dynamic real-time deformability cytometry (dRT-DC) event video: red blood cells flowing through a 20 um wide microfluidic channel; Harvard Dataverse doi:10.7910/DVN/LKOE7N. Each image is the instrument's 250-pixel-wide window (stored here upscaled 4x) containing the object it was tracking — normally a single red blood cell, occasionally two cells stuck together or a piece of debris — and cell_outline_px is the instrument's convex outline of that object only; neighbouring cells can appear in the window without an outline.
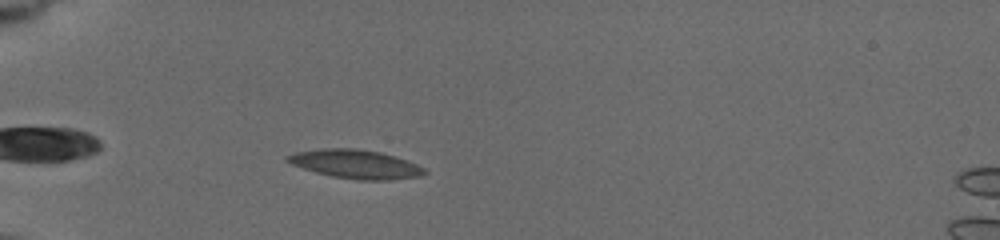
{"species": "common noctule bat (a hibernating species)", "species_latin": "Nyctalus noctula", "temperature_condition": "cold", "stored_images_in_passage": 38, "camera_frame_rate_fps": 3000, "um_per_image_px": 0.085, "animal": {"sex": "female", "body_mass_g": 19.5, "forearm_length_mm": 54.1}, "frame": {"image": 1, "passage_image": 2, "time_ms": 0.333, "image_size_px": [1000, 240], "cell_outline_px": [[428, 172], [420, 176], [388, 180], [356, 180], [332, 176], [316, 172], [292, 164], [284, 160], [284, 156], [296, 152], [324, 148], [356, 148], [380, 152], [416, 164], [424, 168]], "centroid_in_image_um": [30.19, 13.95], "position_along_channel_um": 54.8, "area_um2": 22.77}}
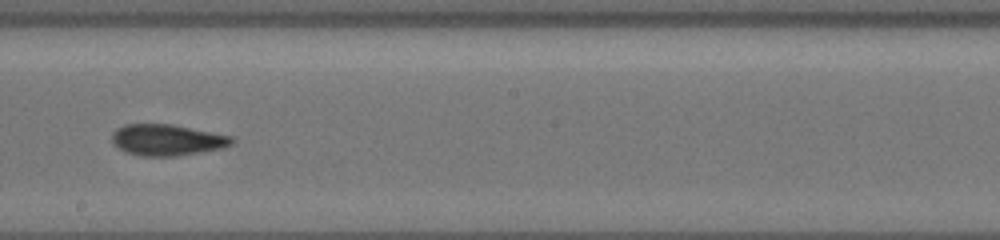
{"frame": {"image": 2, "passage_image": 22, "time_ms": 5.667, "image_size_px": [1000, 240], "cell_outline_px": [[236, 140], [232, 144], [224, 148], [176, 156], [140, 156], [124, 152], [112, 140], [112, 132], [116, 128], [124, 124], [172, 124], [232, 136]], "centroid_in_image_um": [14.21, 11.89], "position_along_channel_um": 234.0, "area_um2": 21.91}}
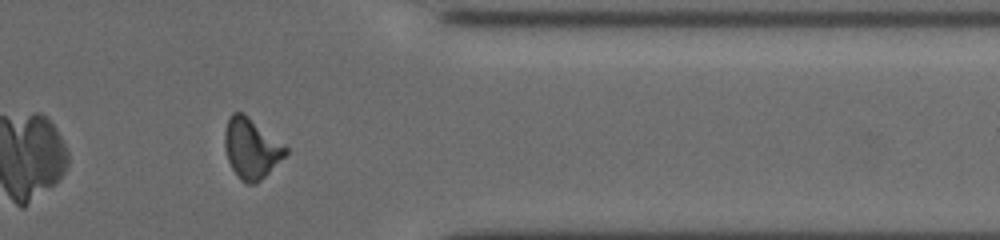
{"frame": {"image": 3, "passage_image": 35, "time_ms": 10.0, "image_size_px": [1000, 240], "cell_outline_px": [[288, 152], [256, 184], [248, 184], [240, 180], [236, 176], [228, 160], [224, 144], [224, 132], [228, 120], [232, 112], [244, 112], [284, 144], [288, 148]], "centroid_in_image_um": [21.34, 12.6], "position_along_channel_um": 390.1, "area_um2": 21.33}, "authors_computed_cell_mechanics": {"area_um2": 22.253, "velocity_mm_per_s": 3.7771, "shape_relaxation_time_tau1_ms": 9.3783, "shape_relaxation_time_tau2_ms": 3.2734, "deformation_change_tau1": 0.2042, "deformation_change_tau2": 0.1064}}